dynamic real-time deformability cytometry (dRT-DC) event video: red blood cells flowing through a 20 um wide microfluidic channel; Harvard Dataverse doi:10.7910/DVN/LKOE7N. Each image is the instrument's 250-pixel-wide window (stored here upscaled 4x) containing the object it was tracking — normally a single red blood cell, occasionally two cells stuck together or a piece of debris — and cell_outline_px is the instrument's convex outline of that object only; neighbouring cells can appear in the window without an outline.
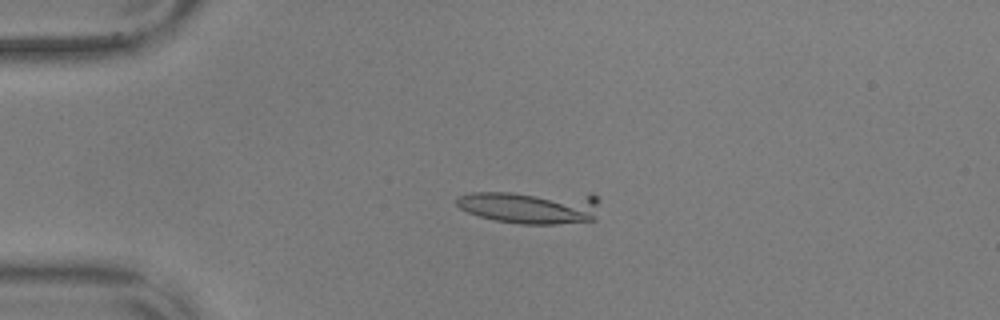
{"species": "common noctule bat (a hibernating species)", "species_latin": "Nyctalus noctula", "temperature_condition": "warm", "stored_images_in_passage": 11, "camera_frame_rate_fps": 3000, "um_per_image_px": 0.085, "animal": {"sex": "male", "body_mass_g": 17.9, "forearm_length_mm": 54.2}, "frame": {"image": 1, "passage_image": 7, "time_ms": 2.0, "image_size_px": [1000, 320], "cell_outline_px": [[600, 200], [596, 220], [556, 224], [520, 224], [496, 220], [480, 216], [468, 212], [460, 208], [456, 204], [456, 196], [472, 192], [592, 192]], "centroid_in_image_um": [45.21, 17.56], "position_along_channel_um": 39.8, "area_um2": 28.61}}